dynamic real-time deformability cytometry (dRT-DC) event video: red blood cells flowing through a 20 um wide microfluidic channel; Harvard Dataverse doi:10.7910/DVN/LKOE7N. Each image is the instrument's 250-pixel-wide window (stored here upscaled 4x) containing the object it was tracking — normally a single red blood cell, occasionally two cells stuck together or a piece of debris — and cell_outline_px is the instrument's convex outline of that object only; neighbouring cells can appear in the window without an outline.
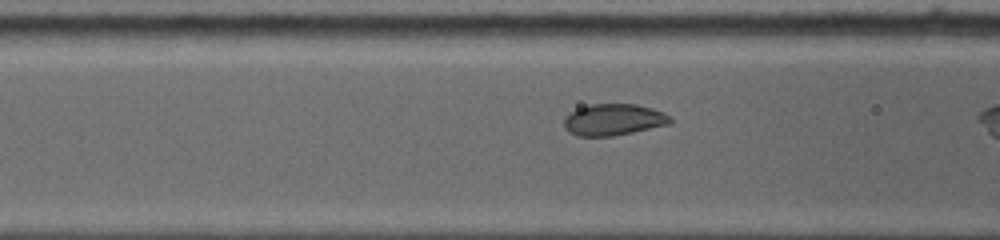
{"species": "common noctule bat (a hibernating species)", "species_latin": "Nyctalus noctula", "temperature_condition": "warm", "stored_images_in_passage": 27, "camera_frame_rate_fps": 5000, "um_per_image_px": 0.085, "animal": {"sex": "female", "body_mass_g": 19.0, "forearm_length_mm": 53.3}, "frame": {"image": 1, "passage_image": 3, "time_ms": 0.4, "image_size_px": [1000, 240], "cell_outline_px": [[672, 120], [668, 124], [632, 132], [612, 136], [576, 136], [568, 132], [564, 128], [564, 116], [568, 112], [576, 108], [592, 104], [636, 104], [652, 108], [664, 112]], "centroid_in_image_um": [52.08, 10.16], "position_along_channel_um": 114.5, "area_um2": 19.59}}
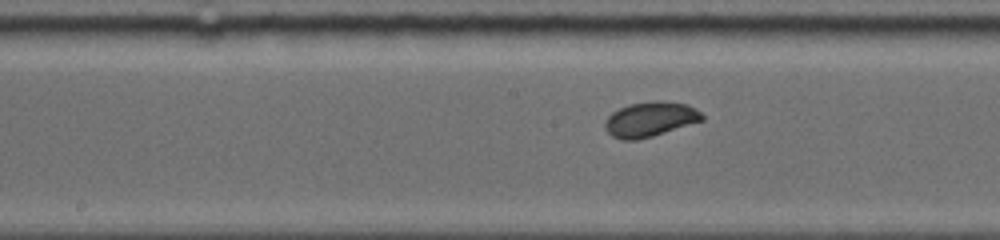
{"frame": {"image": 2, "passage_image": 10, "time_ms": 2.4, "image_size_px": [1000, 240], "cell_outline_px": [[704, 120], [652, 136], [636, 140], [624, 140], [612, 136], [604, 128], [604, 120], [612, 112], [628, 104], [652, 100], [656, 100], [688, 104], [696, 108], [704, 116]], "centroid_in_image_um": [55.25, 10.12], "position_along_channel_um": 192.9, "area_um2": 19.83}}
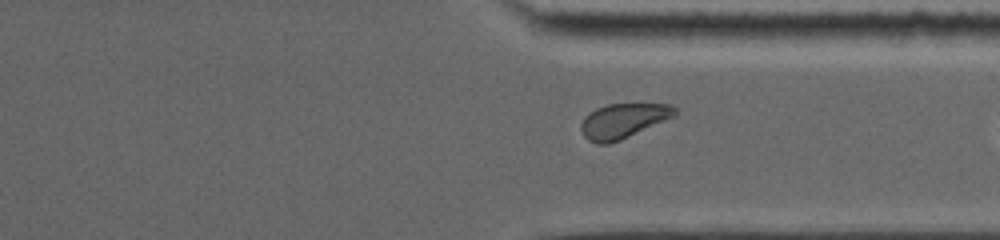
{"frame": {"image": 3, "passage_image": 26, "time_ms": 6.6, "image_size_px": [1000, 240], "cell_outline_px": [[676, 116], [620, 140], [608, 144], [596, 144], [588, 140], [584, 136], [580, 128], [580, 124], [584, 116], [596, 108], [608, 104], [672, 104], [676, 108]], "centroid_in_image_um": [52.96, 10.27], "position_along_channel_um": 358.4, "area_um2": 19.07}}